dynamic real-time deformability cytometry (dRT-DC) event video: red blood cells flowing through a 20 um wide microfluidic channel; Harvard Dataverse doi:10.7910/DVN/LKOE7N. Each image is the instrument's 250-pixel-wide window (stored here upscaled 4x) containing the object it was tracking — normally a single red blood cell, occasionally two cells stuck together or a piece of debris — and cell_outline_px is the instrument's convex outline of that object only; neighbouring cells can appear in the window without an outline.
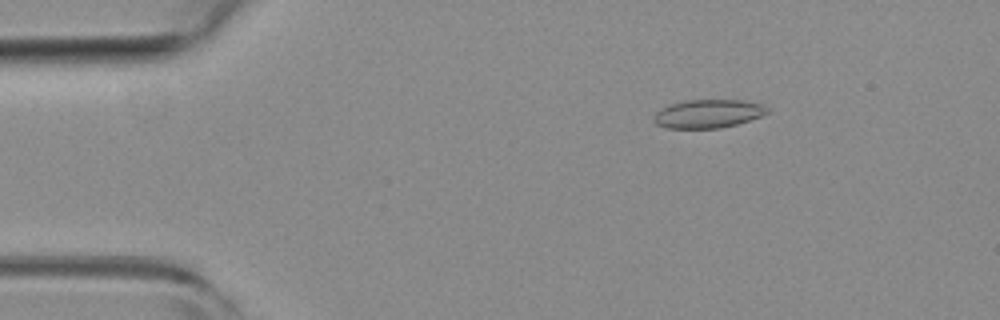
{"species": "common noctule bat (a hibernating species)", "species_latin": "Nyctalus noctula", "temperature_condition": "room temperature", "stored_images_in_passage": 6, "camera_frame_rate_fps": 3000, "um_per_image_px": 0.085, "animal": {"sex": "female", "body_mass_g": 19.3, "forearm_length_mm": 54.1}, "frame": {"image": 1, "passage_image": 3, "time_ms": 0.667, "image_size_px": [1000, 320], "cell_outline_px": [[768, 112], [760, 116], [736, 124], [720, 128], [668, 128], [656, 124], [652, 120], [652, 116], [660, 108], [672, 104], [688, 100], [744, 100], [764, 104], [768, 108]], "centroid_in_image_um": [60.17, 9.66], "position_along_channel_um": 24.8, "area_um2": 18.79}}